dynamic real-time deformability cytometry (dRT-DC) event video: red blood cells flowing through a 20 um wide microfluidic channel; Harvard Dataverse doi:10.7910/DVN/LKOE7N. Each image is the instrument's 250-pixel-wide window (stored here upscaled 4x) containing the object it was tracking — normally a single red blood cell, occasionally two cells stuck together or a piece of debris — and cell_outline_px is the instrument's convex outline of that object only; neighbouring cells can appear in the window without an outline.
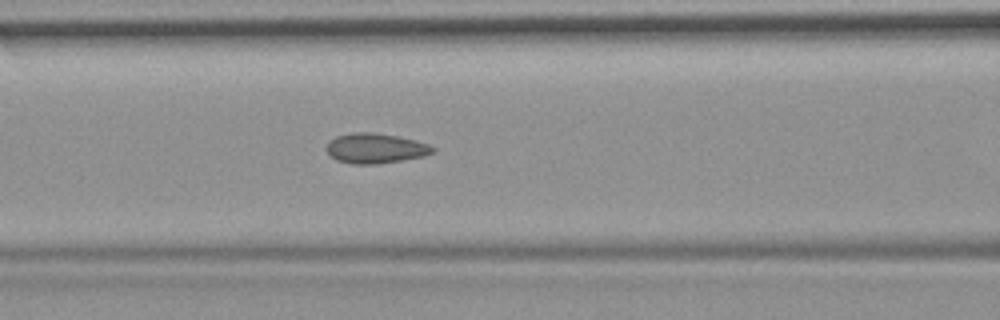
{"species": "common noctule bat (a hibernating species)", "species_latin": "Nyctalus noctula", "temperature_condition": "room temperature", "stored_images_in_passage": 40, "camera_frame_rate_fps": 3000, "um_per_image_px": 0.085, "animal": {"sex": "female", "body_mass_g": 19.9}, "frame": {"image": 1, "passage_image": 12, "time_ms": 3.667, "image_size_px": [1000, 320], "cell_outline_px": [[436, 152], [424, 156], [404, 160], [376, 164], [352, 164], [336, 160], [328, 152], [328, 140], [336, 136], [352, 132], [372, 132], [396, 136], [416, 140], [428, 144], [436, 148]], "centroid_in_image_um": [31.94, 12.6], "position_along_channel_um": 134.7, "area_um2": 18.67}}
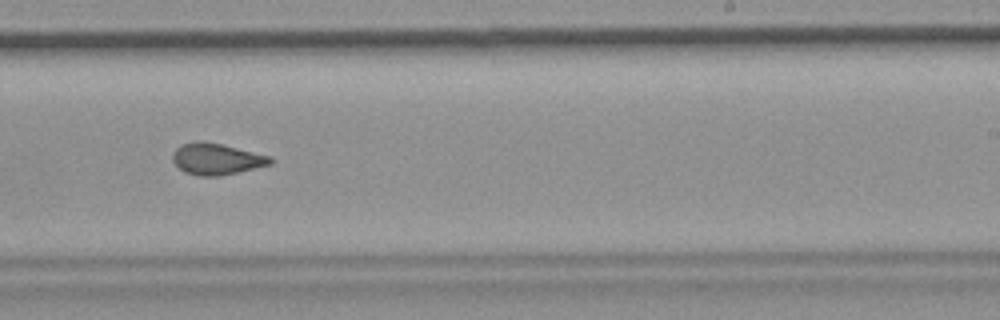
{"frame": {"image": 2, "passage_image": 23, "time_ms": 7.333, "image_size_px": [1000, 320], "cell_outline_px": [[276, 160], [272, 164], [240, 172], [220, 176], [200, 176], [184, 172], [172, 160], [172, 156], [176, 148], [180, 144], [196, 140], [200, 140], [220, 144], [272, 156]], "centroid_in_image_um": [18.43, 13.51], "position_along_channel_um": 270.6, "area_um2": 18.09}}